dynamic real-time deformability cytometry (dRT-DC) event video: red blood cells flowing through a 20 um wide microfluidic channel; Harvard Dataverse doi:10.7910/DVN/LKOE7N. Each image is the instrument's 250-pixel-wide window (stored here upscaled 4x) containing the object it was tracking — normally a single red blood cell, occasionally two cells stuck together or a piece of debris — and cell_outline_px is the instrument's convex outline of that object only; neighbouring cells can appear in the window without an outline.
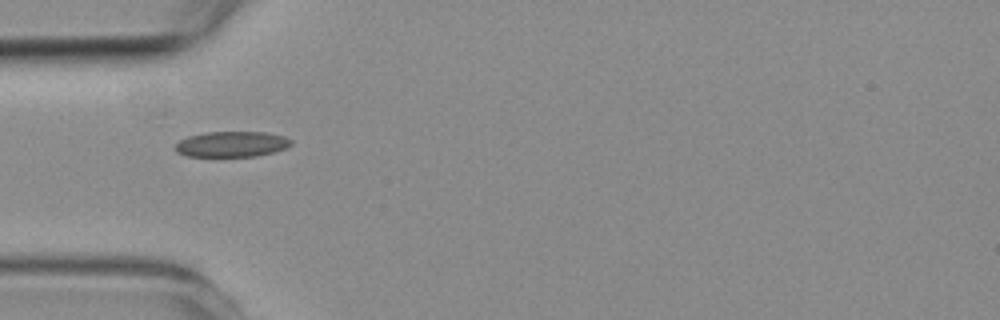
{"species": "common noctule bat (a hibernating species)", "species_latin": "Nyctalus noctula", "temperature_condition": "room temperature", "stored_images_in_passage": 6, "camera_frame_rate_fps": 3000, "um_per_image_px": 0.085, "animal": {"sex": "female", "body_mass_g": 19.3, "forearm_length_mm": 54.1}, "frame": {"image": 1, "passage_image": 3, "time_ms": 2.333, "image_size_px": [1000, 320], "cell_outline_px": [[292, 144], [284, 148], [272, 152], [256, 156], [188, 156], [176, 152], [176, 144], [180, 140], [188, 136], [208, 132], [264, 132], [284, 136], [292, 140]], "centroid_in_image_um": [19.7, 12.25], "position_along_channel_um": 65.3, "area_um2": 17.05}}
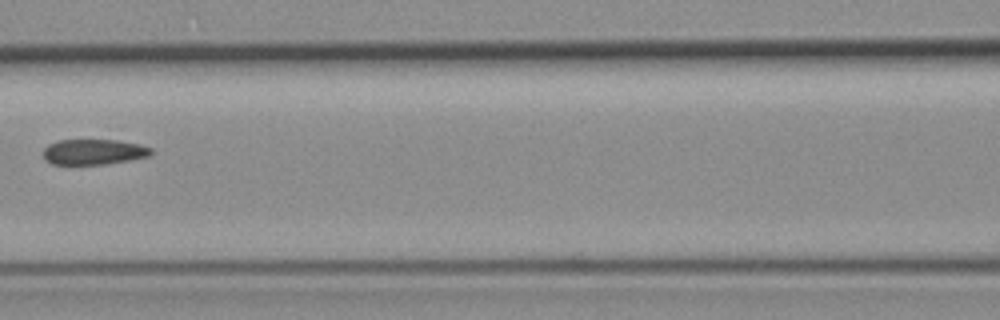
{"frame": {"image": 2, "passage_image": 5, "time_ms": 4.667, "image_size_px": [1000, 320], "cell_outline_px": [[152, 152], [148, 156], [128, 160], [104, 164], [52, 164], [44, 160], [44, 148], [48, 144], [56, 140], [116, 140], [140, 144], [152, 148]], "centroid_in_image_um": [7.93, 12.9], "position_along_channel_um": 158.7, "area_um2": 15.95}}
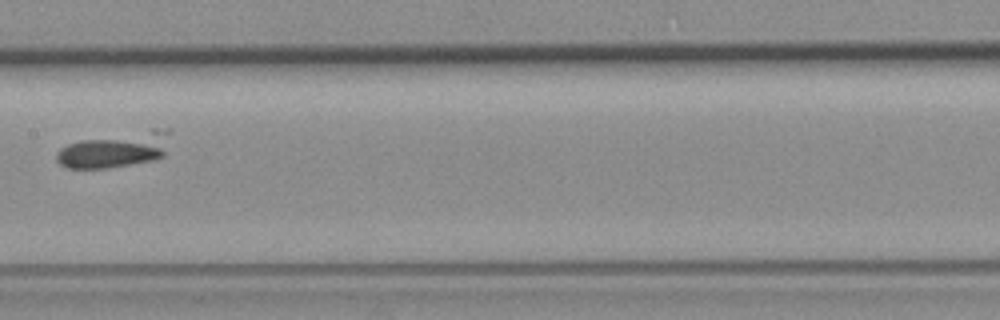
{"frame": {"image": 3, "passage_image": 6, "time_ms": 5.667, "image_size_px": [1000, 320], "cell_outline_px": [[172, 132], [164, 156], [152, 160], [108, 168], [68, 168], [60, 164], [56, 160], [56, 152], [60, 148], [68, 144], [80, 140], [152, 128], [172, 128]], "centroid_in_image_um": [9.83, 12.7], "position_along_channel_um": 197.6, "area_um2": 23.7}}